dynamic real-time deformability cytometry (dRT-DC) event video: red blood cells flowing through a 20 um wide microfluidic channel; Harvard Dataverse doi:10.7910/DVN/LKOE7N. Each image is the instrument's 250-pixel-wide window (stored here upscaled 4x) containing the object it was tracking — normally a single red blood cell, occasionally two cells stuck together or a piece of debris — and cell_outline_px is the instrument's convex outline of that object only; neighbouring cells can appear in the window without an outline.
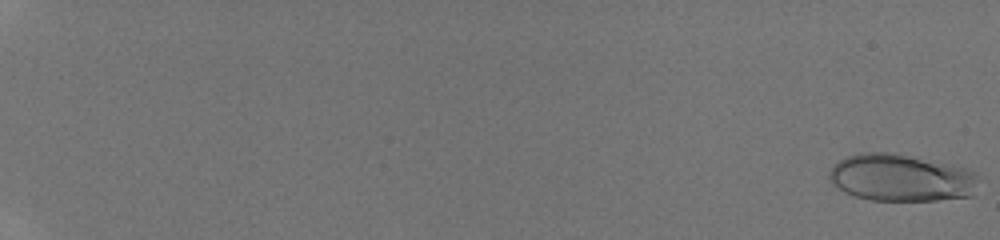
{"species": "human", "species_latin": "Homo sapiens", "temperature_condition": "room temperature", "stored_images_in_passage": 48, "camera_frame_rate_fps": 3000, "um_per_image_px": 0.085, "donor": {"sex": "male"}, "frame": {"image": 1, "passage_image": 1, "time_ms": 0.0, "image_size_px": [1000, 240], "cell_outline_px": [[980, 176], [972, 196], [936, 200], [872, 200], [856, 196], [844, 192], [836, 188], [832, 184], [828, 176], [828, 172], [840, 160], [848, 156], [860, 152], [892, 152], [948, 164], [964, 168], [976, 172]], "centroid_in_image_um": [76.59, 15.11], "position_along_channel_um": 8.4, "area_um2": 41.1}}
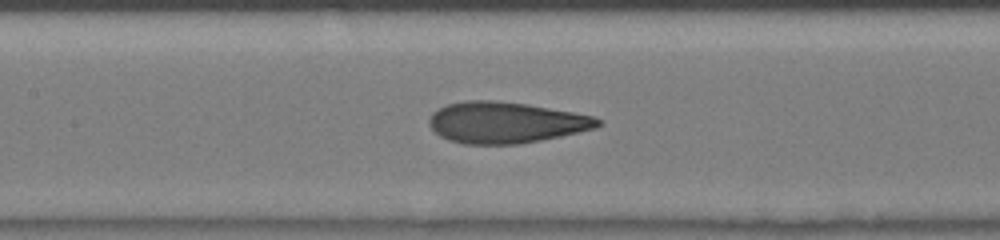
{"frame": {"image": 2, "passage_image": 27, "time_ms": 8.667, "image_size_px": [1000, 240], "cell_outline_px": [[604, 124], [596, 128], [560, 136], [520, 144], [464, 144], [448, 140], [440, 136], [428, 124], [428, 120], [432, 112], [448, 104], [464, 100], [496, 100], [528, 104], [572, 112], [592, 116], [600, 120]], "centroid_in_image_um": [42.97, 10.41], "position_along_channel_um": 164.4, "area_um2": 40.52}}
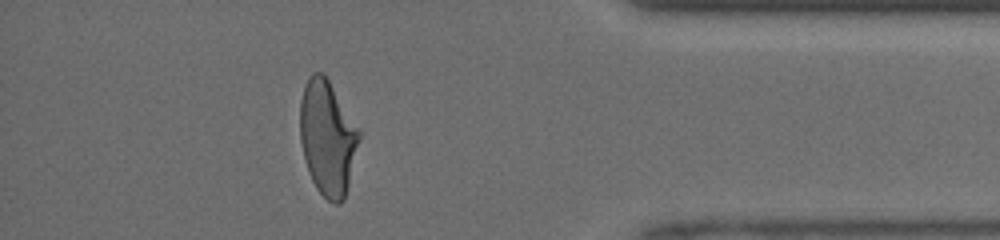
{"frame": {"image": 3, "passage_image": 44, "time_ms": 14.333, "image_size_px": [1000, 240], "cell_outline_px": [[360, 140], [344, 200], [340, 204], [336, 204], [328, 200], [316, 188], [308, 172], [300, 140], [300, 100], [308, 76], [312, 72], [320, 72], [328, 80], [360, 132]], "centroid_in_image_um": [27.82, 11.74], "position_along_channel_um": 407.4, "area_um2": 39.02}}